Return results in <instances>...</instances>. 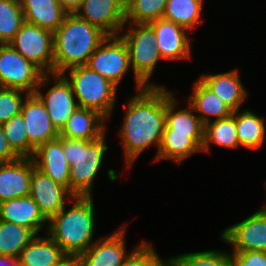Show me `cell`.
<instances>
[{"mask_svg":"<svg viewBox=\"0 0 266 266\" xmlns=\"http://www.w3.org/2000/svg\"><path fill=\"white\" fill-rule=\"evenodd\" d=\"M124 110L119 135L130 167L147 147L157 145L158 153L166 122V88L160 85L139 90Z\"/></svg>","mask_w":266,"mask_h":266,"instance_id":"cell-1","label":"cell"},{"mask_svg":"<svg viewBox=\"0 0 266 266\" xmlns=\"http://www.w3.org/2000/svg\"><path fill=\"white\" fill-rule=\"evenodd\" d=\"M108 35L100 28L68 13L53 33L54 74L87 65L90 56Z\"/></svg>","mask_w":266,"mask_h":266,"instance_id":"cell-2","label":"cell"},{"mask_svg":"<svg viewBox=\"0 0 266 266\" xmlns=\"http://www.w3.org/2000/svg\"><path fill=\"white\" fill-rule=\"evenodd\" d=\"M92 196H74L73 206L64 207L48 220V234L66 254H82L95 241V213Z\"/></svg>","mask_w":266,"mask_h":266,"instance_id":"cell-3","label":"cell"},{"mask_svg":"<svg viewBox=\"0 0 266 266\" xmlns=\"http://www.w3.org/2000/svg\"><path fill=\"white\" fill-rule=\"evenodd\" d=\"M105 135L94 141L62 137L63 152L70 165V192L74 196H92L94 180L108 150Z\"/></svg>","mask_w":266,"mask_h":266,"instance_id":"cell-4","label":"cell"},{"mask_svg":"<svg viewBox=\"0 0 266 266\" xmlns=\"http://www.w3.org/2000/svg\"><path fill=\"white\" fill-rule=\"evenodd\" d=\"M62 75L70 83L78 107L95 110L109 121L118 89L114 84L86 65L69 68Z\"/></svg>","mask_w":266,"mask_h":266,"instance_id":"cell-5","label":"cell"},{"mask_svg":"<svg viewBox=\"0 0 266 266\" xmlns=\"http://www.w3.org/2000/svg\"><path fill=\"white\" fill-rule=\"evenodd\" d=\"M130 30L119 36L129 51V63L134 73L137 91L145 87H158L149 83L156 64L163 59L156 47V35L148 23H130Z\"/></svg>","mask_w":266,"mask_h":266,"instance_id":"cell-6","label":"cell"},{"mask_svg":"<svg viewBox=\"0 0 266 266\" xmlns=\"http://www.w3.org/2000/svg\"><path fill=\"white\" fill-rule=\"evenodd\" d=\"M45 73L10 44H0V87L35 94Z\"/></svg>","mask_w":266,"mask_h":266,"instance_id":"cell-7","label":"cell"},{"mask_svg":"<svg viewBox=\"0 0 266 266\" xmlns=\"http://www.w3.org/2000/svg\"><path fill=\"white\" fill-rule=\"evenodd\" d=\"M9 44L45 74L54 73L53 32L24 21Z\"/></svg>","mask_w":266,"mask_h":266,"instance_id":"cell-8","label":"cell"},{"mask_svg":"<svg viewBox=\"0 0 266 266\" xmlns=\"http://www.w3.org/2000/svg\"><path fill=\"white\" fill-rule=\"evenodd\" d=\"M86 66L118 88L124 75L130 70L126 43L119 35L107 36L90 56Z\"/></svg>","mask_w":266,"mask_h":266,"instance_id":"cell-9","label":"cell"},{"mask_svg":"<svg viewBox=\"0 0 266 266\" xmlns=\"http://www.w3.org/2000/svg\"><path fill=\"white\" fill-rule=\"evenodd\" d=\"M51 76H53L51 79H54L55 84L49 88L46 94H43L40 87L46 86ZM35 94L44 103L48 115L58 131L63 128L78 107L71 85L62 74H44Z\"/></svg>","mask_w":266,"mask_h":266,"instance_id":"cell-10","label":"cell"},{"mask_svg":"<svg viewBox=\"0 0 266 266\" xmlns=\"http://www.w3.org/2000/svg\"><path fill=\"white\" fill-rule=\"evenodd\" d=\"M221 239L232 245L233 251L266 252V213L261 208L241 222L225 228Z\"/></svg>","mask_w":266,"mask_h":266,"instance_id":"cell-11","label":"cell"},{"mask_svg":"<svg viewBox=\"0 0 266 266\" xmlns=\"http://www.w3.org/2000/svg\"><path fill=\"white\" fill-rule=\"evenodd\" d=\"M75 14L97 26L108 36H117L124 30L125 0H83Z\"/></svg>","mask_w":266,"mask_h":266,"instance_id":"cell-12","label":"cell"},{"mask_svg":"<svg viewBox=\"0 0 266 266\" xmlns=\"http://www.w3.org/2000/svg\"><path fill=\"white\" fill-rule=\"evenodd\" d=\"M29 196L47 220L56 215L66 206V202L74 197L67 188L54 182L37 167L32 170Z\"/></svg>","mask_w":266,"mask_h":266,"instance_id":"cell-13","label":"cell"},{"mask_svg":"<svg viewBox=\"0 0 266 266\" xmlns=\"http://www.w3.org/2000/svg\"><path fill=\"white\" fill-rule=\"evenodd\" d=\"M156 35V47L164 60L191 58V43L188 29L165 18L149 23Z\"/></svg>","mask_w":266,"mask_h":266,"instance_id":"cell-14","label":"cell"},{"mask_svg":"<svg viewBox=\"0 0 266 266\" xmlns=\"http://www.w3.org/2000/svg\"><path fill=\"white\" fill-rule=\"evenodd\" d=\"M20 113L26 123L29 142L35 149L59 137V131L53 125L44 103L36 94L26 96Z\"/></svg>","mask_w":266,"mask_h":266,"instance_id":"cell-15","label":"cell"},{"mask_svg":"<svg viewBox=\"0 0 266 266\" xmlns=\"http://www.w3.org/2000/svg\"><path fill=\"white\" fill-rule=\"evenodd\" d=\"M107 237H100L85 252L80 254L83 266H121L128 256L125 242V226Z\"/></svg>","mask_w":266,"mask_h":266,"instance_id":"cell-16","label":"cell"},{"mask_svg":"<svg viewBox=\"0 0 266 266\" xmlns=\"http://www.w3.org/2000/svg\"><path fill=\"white\" fill-rule=\"evenodd\" d=\"M34 167L35 163L29 157L0 163V203L29 195Z\"/></svg>","mask_w":266,"mask_h":266,"instance_id":"cell-17","label":"cell"},{"mask_svg":"<svg viewBox=\"0 0 266 266\" xmlns=\"http://www.w3.org/2000/svg\"><path fill=\"white\" fill-rule=\"evenodd\" d=\"M32 159L35 167L70 191V165L63 152L62 137L40 145Z\"/></svg>","mask_w":266,"mask_h":266,"instance_id":"cell-18","label":"cell"},{"mask_svg":"<svg viewBox=\"0 0 266 266\" xmlns=\"http://www.w3.org/2000/svg\"><path fill=\"white\" fill-rule=\"evenodd\" d=\"M106 121L107 119L95 110L77 107L59 131V136L94 141L102 137L108 130L104 125Z\"/></svg>","mask_w":266,"mask_h":266,"instance_id":"cell-19","label":"cell"},{"mask_svg":"<svg viewBox=\"0 0 266 266\" xmlns=\"http://www.w3.org/2000/svg\"><path fill=\"white\" fill-rule=\"evenodd\" d=\"M0 220L27 227L36 235L48 223L38 205L29 195L1 202Z\"/></svg>","mask_w":266,"mask_h":266,"instance_id":"cell-20","label":"cell"},{"mask_svg":"<svg viewBox=\"0 0 266 266\" xmlns=\"http://www.w3.org/2000/svg\"><path fill=\"white\" fill-rule=\"evenodd\" d=\"M199 80L232 111L239 110L248 95L237 69L219 74H202Z\"/></svg>","mask_w":266,"mask_h":266,"instance_id":"cell-21","label":"cell"},{"mask_svg":"<svg viewBox=\"0 0 266 266\" xmlns=\"http://www.w3.org/2000/svg\"><path fill=\"white\" fill-rule=\"evenodd\" d=\"M176 98L166 88V122L164 130L189 133V135L202 147L204 142V124L201 122L193 108L176 110Z\"/></svg>","mask_w":266,"mask_h":266,"instance_id":"cell-22","label":"cell"},{"mask_svg":"<svg viewBox=\"0 0 266 266\" xmlns=\"http://www.w3.org/2000/svg\"><path fill=\"white\" fill-rule=\"evenodd\" d=\"M24 21L55 32L68 12L58 0H20Z\"/></svg>","mask_w":266,"mask_h":266,"instance_id":"cell-23","label":"cell"},{"mask_svg":"<svg viewBox=\"0 0 266 266\" xmlns=\"http://www.w3.org/2000/svg\"><path fill=\"white\" fill-rule=\"evenodd\" d=\"M192 88L193 91L189 95L187 104L198 112L197 116L204 125L211 121L210 116L217 120L232 114L233 111L199 79L194 82Z\"/></svg>","mask_w":266,"mask_h":266,"instance_id":"cell-24","label":"cell"},{"mask_svg":"<svg viewBox=\"0 0 266 266\" xmlns=\"http://www.w3.org/2000/svg\"><path fill=\"white\" fill-rule=\"evenodd\" d=\"M66 253L48 235L34 238L21 251L18 262L19 266H54Z\"/></svg>","mask_w":266,"mask_h":266,"instance_id":"cell-25","label":"cell"},{"mask_svg":"<svg viewBox=\"0 0 266 266\" xmlns=\"http://www.w3.org/2000/svg\"><path fill=\"white\" fill-rule=\"evenodd\" d=\"M202 152V147L189 135V133L164 130L160 148L155 160L169 159L181 165L195 153ZM179 163V164H178Z\"/></svg>","mask_w":266,"mask_h":266,"instance_id":"cell-26","label":"cell"},{"mask_svg":"<svg viewBox=\"0 0 266 266\" xmlns=\"http://www.w3.org/2000/svg\"><path fill=\"white\" fill-rule=\"evenodd\" d=\"M232 115L235 117L239 147L243 146L249 150L262 147L266 139L264 118L246 109L240 112L239 110L233 111Z\"/></svg>","mask_w":266,"mask_h":266,"instance_id":"cell-27","label":"cell"},{"mask_svg":"<svg viewBox=\"0 0 266 266\" xmlns=\"http://www.w3.org/2000/svg\"><path fill=\"white\" fill-rule=\"evenodd\" d=\"M211 143L224 148H238L239 140L235 117L211 120L204 125V142L202 152H210Z\"/></svg>","mask_w":266,"mask_h":266,"instance_id":"cell-28","label":"cell"},{"mask_svg":"<svg viewBox=\"0 0 266 266\" xmlns=\"http://www.w3.org/2000/svg\"><path fill=\"white\" fill-rule=\"evenodd\" d=\"M204 0H167L163 18L191 30L201 24Z\"/></svg>","mask_w":266,"mask_h":266,"instance_id":"cell-29","label":"cell"},{"mask_svg":"<svg viewBox=\"0 0 266 266\" xmlns=\"http://www.w3.org/2000/svg\"><path fill=\"white\" fill-rule=\"evenodd\" d=\"M36 234L29 228L0 220V256L18 259Z\"/></svg>","mask_w":266,"mask_h":266,"instance_id":"cell-30","label":"cell"},{"mask_svg":"<svg viewBox=\"0 0 266 266\" xmlns=\"http://www.w3.org/2000/svg\"><path fill=\"white\" fill-rule=\"evenodd\" d=\"M166 3L167 0H125V24H149L163 18Z\"/></svg>","mask_w":266,"mask_h":266,"instance_id":"cell-31","label":"cell"},{"mask_svg":"<svg viewBox=\"0 0 266 266\" xmlns=\"http://www.w3.org/2000/svg\"><path fill=\"white\" fill-rule=\"evenodd\" d=\"M23 22L20 0H0V44H9Z\"/></svg>","mask_w":266,"mask_h":266,"instance_id":"cell-32","label":"cell"},{"mask_svg":"<svg viewBox=\"0 0 266 266\" xmlns=\"http://www.w3.org/2000/svg\"><path fill=\"white\" fill-rule=\"evenodd\" d=\"M2 126L12 149L20 157L32 158L36 149L29 142V136L26 132V123L21 113L13 116L10 120L2 124Z\"/></svg>","mask_w":266,"mask_h":266,"instance_id":"cell-33","label":"cell"},{"mask_svg":"<svg viewBox=\"0 0 266 266\" xmlns=\"http://www.w3.org/2000/svg\"><path fill=\"white\" fill-rule=\"evenodd\" d=\"M175 266H231L230 253L207 250L174 257Z\"/></svg>","mask_w":266,"mask_h":266,"instance_id":"cell-34","label":"cell"},{"mask_svg":"<svg viewBox=\"0 0 266 266\" xmlns=\"http://www.w3.org/2000/svg\"><path fill=\"white\" fill-rule=\"evenodd\" d=\"M27 95V92L19 89L0 87V124H4L13 116L20 114L23 101Z\"/></svg>","mask_w":266,"mask_h":266,"instance_id":"cell-35","label":"cell"},{"mask_svg":"<svg viewBox=\"0 0 266 266\" xmlns=\"http://www.w3.org/2000/svg\"><path fill=\"white\" fill-rule=\"evenodd\" d=\"M151 243L142 241L121 266H147L158 254Z\"/></svg>","mask_w":266,"mask_h":266,"instance_id":"cell-36","label":"cell"},{"mask_svg":"<svg viewBox=\"0 0 266 266\" xmlns=\"http://www.w3.org/2000/svg\"><path fill=\"white\" fill-rule=\"evenodd\" d=\"M231 266H266L264 251H232Z\"/></svg>","mask_w":266,"mask_h":266,"instance_id":"cell-37","label":"cell"},{"mask_svg":"<svg viewBox=\"0 0 266 266\" xmlns=\"http://www.w3.org/2000/svg\"><path fill=\"white\" fill-rule=\"evenodd\" d=\"M20 156L10 146L2 124H0V163L11 162L19 159Z\"/></svg>","mask_w":266,"mask_h":266,"instance_id":"cell-38","label":"cell"},{"mask_svg":"<svg viewBox=\"0 0 266 266\" xmlns=\"http://www.w3.org/2000/svg\"><path fill=\"white\" fill-rule=\"evenodd\" d=\"M54 266H83L79 254H65Z\"/></svg>","mask_w":266,"mask_h":266,"instance_id":"cell-39","label":"cell"},{"mask_svg":"<svg viewBox=\"0 0 266 266\" xmlns=\"http://www.w3.org/2000/svg\"><path fill=\"white\" fill-rule=\"evenodd\" d=\"M83 0H58L61 6L68 13H75V11L80 7Z\"/></svg>","mask_w":266,"mask_h":266,"instance_id":"cell-40","label":"cell"},{"mask_svg":"<svg viewBox=\"0 0 266 266\" xmlns=\"http://www.w3.org/2000/svg\"><path fill=\"white\" fill-rule=\"evenodd\" d=\"M147 266H175L174 257L163 260L158 254Z\"/></svg>","mask_w":266,"mask_h":266,"instance_id":"cell-41","label":"cell"},{"mask_svg":"<svg viewBox=\"0 0 266 266\" xmlns=\"http://www.w3.org/2000/svg\"><path fill=\"white\" fill-rule=\"evenodd\" d=\"M0 266H19V262L11 256H0Z\"/></svg>","mask_w":266,"mask_h":266,"instance_id":"cell-42","label":"cell"},{"mask_svg":"<svg viewBox=\"0 0 266 266\" xmlns=\"http://www.w3.org/2000/svg\"><path fill=\"white\" fill-rule=\"evenodd\" d=\"M263 211L266 213V206L265 207H262Z\"/></svg>","mask_w":266,"mask_h":266,"instance_id":"cell-43","label":"cell"}]
</instances>
